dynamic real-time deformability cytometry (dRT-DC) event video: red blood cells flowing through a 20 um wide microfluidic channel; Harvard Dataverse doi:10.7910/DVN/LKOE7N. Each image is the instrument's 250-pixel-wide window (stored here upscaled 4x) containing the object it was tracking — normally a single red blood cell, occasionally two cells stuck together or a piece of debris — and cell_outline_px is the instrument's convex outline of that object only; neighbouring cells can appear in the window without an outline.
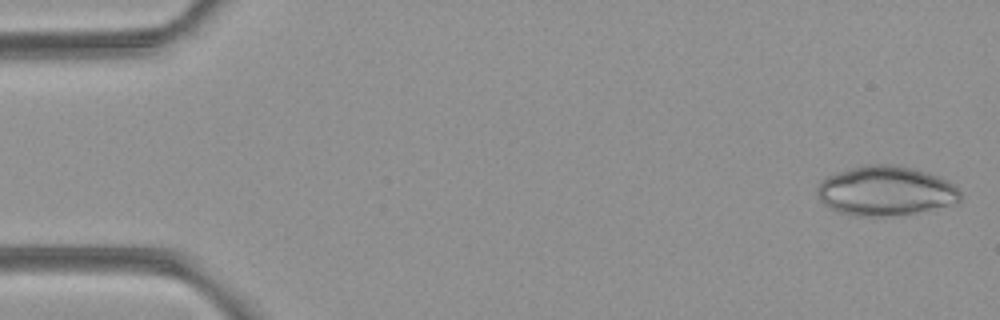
{"species": "common noctule bat (a hibernating species)", "species_latin": "Nyctalus noctula", "temperature_condition": "room temperature", "stored_images_in_passage": 4, "camera_frame_rate_fps": 3000, "um_per_image_px": 0.085, "animal": {"sex": "female", "body_mass_g": 21.9}, "frame": {"image": 1, "passage_image": 1, "time_ms": 0.0, "image_size_px": [1000, 320], "cell_outline_px": [[960, 200], [956, 204], [912, 212], [880, 216], [856, 216], [840, 212], [824, 204], [820, 200], [816, 192], [816, 188], [820, 180], [836, 172], [868, 164], [888, 164], [912, 168], [948, 180], [960, 192]], "centroid_in_image_um": [75.23, 16.21], "position_along_channel_um": 9.8, "area_um2": 40.81}}